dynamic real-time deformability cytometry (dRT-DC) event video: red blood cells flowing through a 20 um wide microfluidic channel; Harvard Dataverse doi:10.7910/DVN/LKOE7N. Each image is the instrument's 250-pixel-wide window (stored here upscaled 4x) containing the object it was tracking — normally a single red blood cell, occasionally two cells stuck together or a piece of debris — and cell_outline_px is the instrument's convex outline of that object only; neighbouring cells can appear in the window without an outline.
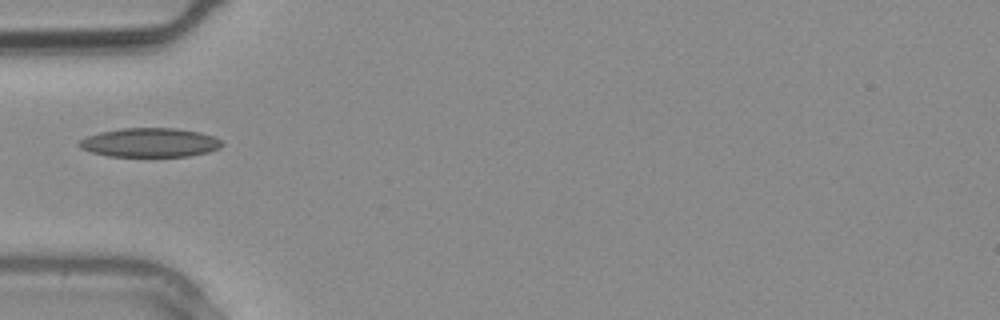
{"species": "common noctule bat (a hibernating species)", "species_latin": "Nyctalus noctula", "temperature_condition": "warm", "stored_images_in_passage": 2, "camera_frame_rate_fps": 3000, "um_per_image_px": 0.085, "animal": {"sex": "male", "body_mass_g": 20.4}, "frame": {"image": 1, "passage_image": 2, "time_ms": 0.333, "image_size_px": [1000, 320], "cell_outline_px": [[224, 144], [220, 148], [208, 152], [188, 156], [108, 156], [92, 152], [80, 148], [76, 144], [80, 140], [88, 136], [100, 132], [124, 128], [176, 128], [200, 132], [212, 136], [220, 140]], "centroid_in_image_um": [12.74, 12.12], "position_along_channel_um": 72.3, "area_um2": 24.1}}